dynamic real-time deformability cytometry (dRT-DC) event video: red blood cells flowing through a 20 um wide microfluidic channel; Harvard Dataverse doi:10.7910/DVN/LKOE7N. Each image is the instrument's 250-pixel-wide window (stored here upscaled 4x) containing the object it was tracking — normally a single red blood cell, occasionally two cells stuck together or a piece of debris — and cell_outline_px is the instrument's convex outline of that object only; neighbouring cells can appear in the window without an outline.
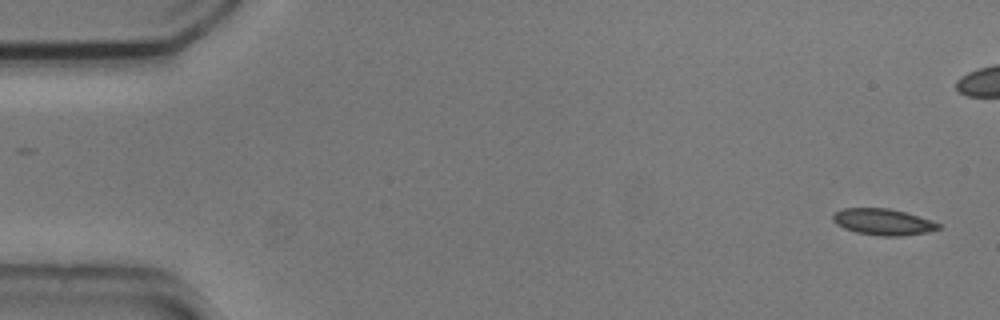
{"species": "common noctule bat (a hibernating species)", "species_latin": "Nyctalus noctula", "temperature_condition": "cold", "stored_images_in_passage": 9, "camera_frame_rate_fps": 3000, "um_per_image_px": 0.085, "animal": {"sex": "male", "body_mass_g": 20.5, "forearm_length_mm": 52.5}, "frame": {"image": 1, "passage_image": 1, "time_ms": 0.0, "image_size_px": [1000, 320], "cell_outline_px": [[940, 228], [928, 232], [900, 236], [880, 236], [856, 232], [844, 228], [836, 224], [832, 220], [832, 212], [844, 208], [888, 208], [904, 212], [932, 220], [940, 224]], "centroid_in_image_um": [75.03, 18.86], "position_along_channel_um": 10.0, "area_um2": 16.24}}